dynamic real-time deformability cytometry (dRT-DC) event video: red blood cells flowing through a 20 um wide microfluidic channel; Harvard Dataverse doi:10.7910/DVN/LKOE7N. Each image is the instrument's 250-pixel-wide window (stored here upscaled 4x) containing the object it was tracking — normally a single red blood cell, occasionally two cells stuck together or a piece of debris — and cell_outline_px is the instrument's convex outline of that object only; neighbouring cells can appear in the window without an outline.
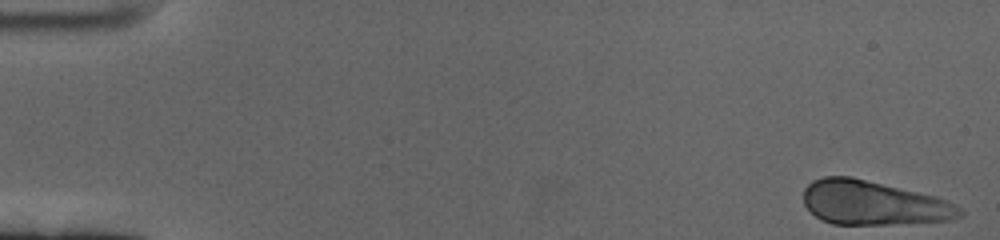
{"species": "human", "species_latin": "Homo sapiens", "temperature_condition": "cold", "stored_images_in_passage": 59, "camera_frame_rate_fps": 3000, "um_per_image_px": 0.085, "donor": {"sex": "female"}, "frame": {"image": 1, "passage_image": 1, "time_ms": 0.0, "image_size_px": [1000, 240], "cell_outline_px": [[964, 216], [952, 220], [888, 224], [832, 224], [820, 220], [804, 204], [804, 188], [812, 180], [824, 176], [852, 176], [936, 196], [956, 204], [964, 212]], "centroid_in_image_um": [74.25, 17.24], "position_along_channel_um": 10.8, "area_um2": 40.46}}
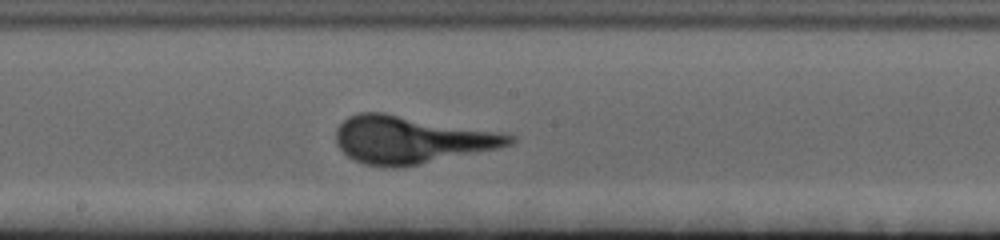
{"frame": {"image": 2, "passage_image": 32, "time_ms": 10.333, "image_size_px": [1000, 240], "cell_outline_px": [[516, 140], [512, 144], [500, 148], [404, 168], [392, 168], [364, 164], [348, 156], [336, 144], [336, 128], [348, 116], [360, 112], [384, 112], [496, 132], [516, 136]], "centroid_in_image_um": [34.93, 11.9], "position_along_channel_um": 213.3, "area_um2": 48.03}}
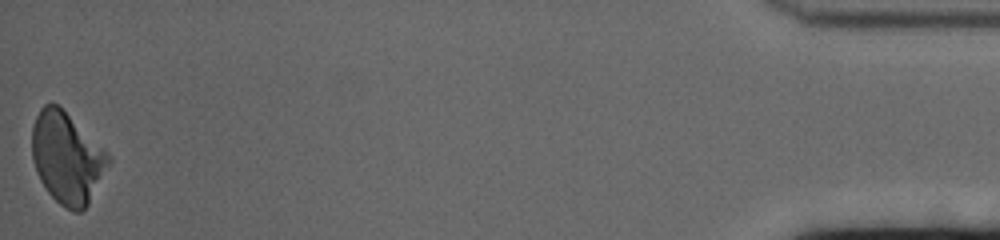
{"frame": {"image": 3, "passage_image": 59, "time_ms": 19.333, "image_size_px": [1000, 240], "cell_outline_px": [[112, 160], [88, 204], [80, 212], [72, 212], [60, 204], [48, 192], [40, 180], [36, 172], [32, 160], [32, 124], [40, 108], [44, 104], [52, 100], [104, 148], [108, 152]], "centroid_in_image_um": [5.68, 13.41], "position_along_channel_um": 429.5, "area_um2": 40.58}}